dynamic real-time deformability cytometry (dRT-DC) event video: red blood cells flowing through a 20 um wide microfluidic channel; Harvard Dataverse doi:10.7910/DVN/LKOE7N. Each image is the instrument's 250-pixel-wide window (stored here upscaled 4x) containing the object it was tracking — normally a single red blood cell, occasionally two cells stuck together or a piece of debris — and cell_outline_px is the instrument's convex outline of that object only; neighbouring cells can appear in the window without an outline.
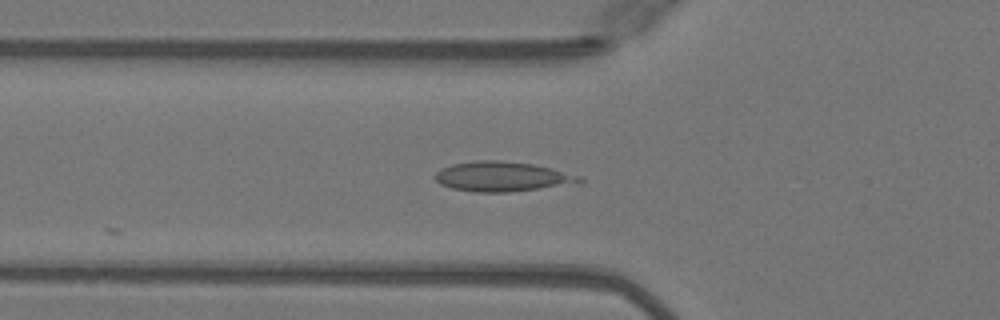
{"species": "Egyptian fruit bat (a non-hibernating species)", "species_latin": "Rousettus aegyptiacus", "temperature_condition": "warm", "stored_images_in_passage": 12, "camera_frame_rate_fps": 3000, "um_per_image_px": 0.085, "animal": {"sex": "female"}, "frame": {"image": 1, "passage_image": 3, "time_ms": 0.667, "image_size_px": [1000, 320], "cell_outline_px": [[584, 180], [580, 184], [508, 192], [476, 192], [452, 188], [440, 184], [432, 176], [440, 168], [452, 164], [476, 160], [496, 160], [532, 164], [580, 176]], "centroid_in_image_um": [42.67, 15.02], "position_along_channel_um": 83.1, "area_um2": 25.14}}
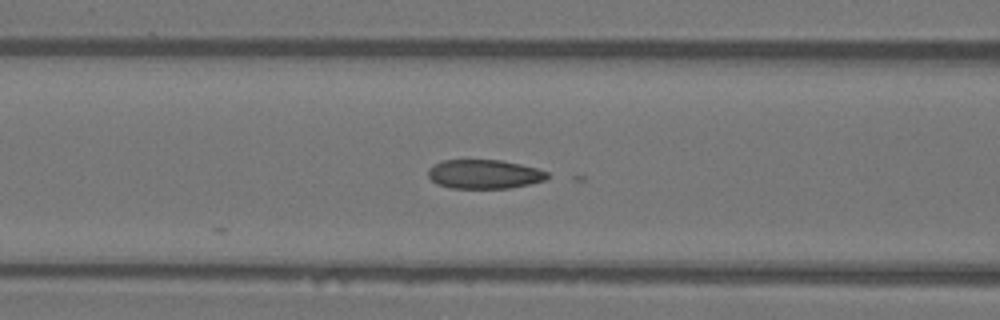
{"frame": {"image": 2, "passage_image": 6, "time_ms": 1.667, "image_size_px": [1000, 320], "cell_outline_px": [[548, 176], [544, 180], [528, 184], [508, 188], [448, 188], [436, 184], [428, 176], [428, 168], [432, 164], [440, 160], [500, 160], [520, 164], [536, 168], [548, 172]], "centroid_in_image_um": [41.09, 14.8], "position_along_channel_um": 125.5, "area_um2": 20.23}}